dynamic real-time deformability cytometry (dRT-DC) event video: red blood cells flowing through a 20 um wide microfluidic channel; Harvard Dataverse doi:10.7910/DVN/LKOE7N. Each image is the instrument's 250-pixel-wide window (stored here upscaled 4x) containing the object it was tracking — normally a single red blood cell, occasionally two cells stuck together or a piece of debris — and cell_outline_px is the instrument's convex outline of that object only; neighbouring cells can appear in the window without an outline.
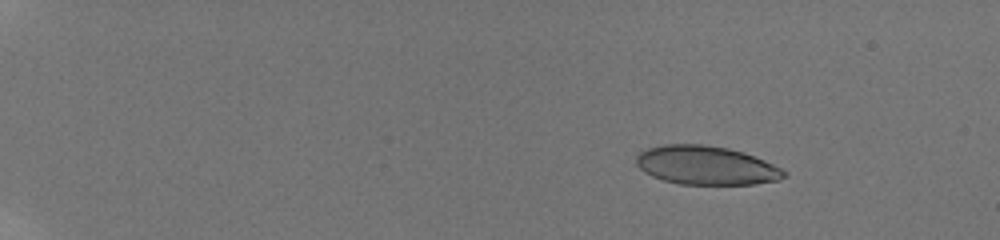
{"species": "human", "species_latin": "Homo sapiens", "temperature_condition": "room temperature", "stored_images_in_passage": 15, "camera_frame_rate_fps": 3000, "um_per_image_px": 0.085, "donor": {"sex": "male"}, "frame": {"image": 1, "passage_image": 4, "time_ms": 2.667, "image_size_px": [1000, 240], "cell_outline_px": [[788, 176], [780, 180], [756, 184], [680, 184], [664, 180], [652, 176], [644, 172], [636, 164], [636, 156], [640, 152], [648, 148], [664, 144], [704, 144], [728, 148], [744, 152], [764, 160], [788, 172]], "centroid_in_image_um": [60.04, 14.05], "position_along_channel_um": 25.0, "area_um2": 33.52}}
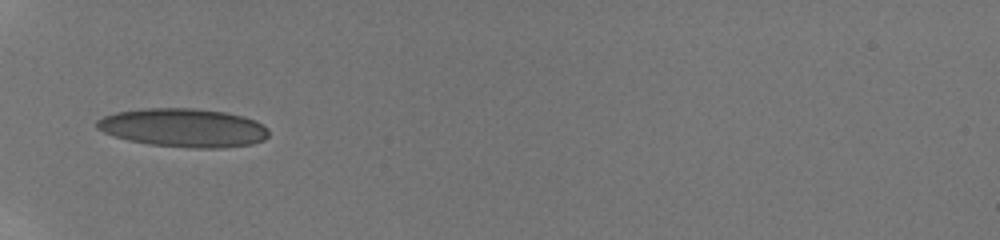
{"frame": {"image": 2, "passage_image": 13, "time_ms": 7.333, "image_size_px": [1000, 240], "cell_outline_px": [[268, 136], [264, 140], [252, 144], [220, 148], [188, 148], [148, 144], [128, 140], [104, 132], [96, 128], [96, 120], [104, 116], [116, 112], [144, 108], [192, 108], [224, 112], [244, 116], [256, 120], [268, 128]], "centroid_in_image_um": [15.61, 10.86], "position_along_channel_um": 69.4, "area_um2": 38.78}}
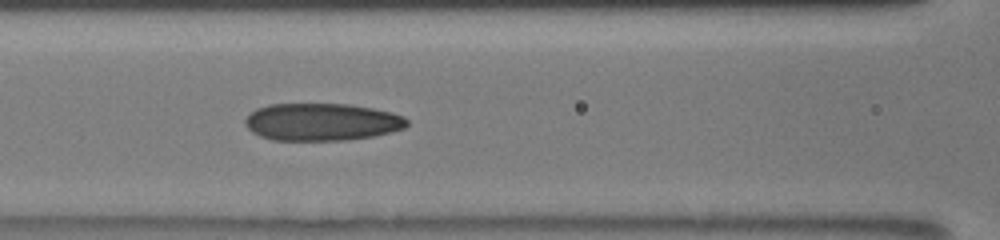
{"frame": {"image": 3, "passage_image": 15, "time_ms": 9.333, "image_size_px": [1000, 240], "cell_outline_px": [[408, 124], [404, 128], [372, 136], [344, 140], [272, 140], [260, 136], [252, 132], [244, 124], [244, 120], [256, 108], [268, 104], [348, 104], [372, 108], [392, 112], [404, 116], [408, 120]], "centroid_in_image_um": [27.33, 10.36], "position_along_channel_um": 139.3, "area_um2": 35.26}}